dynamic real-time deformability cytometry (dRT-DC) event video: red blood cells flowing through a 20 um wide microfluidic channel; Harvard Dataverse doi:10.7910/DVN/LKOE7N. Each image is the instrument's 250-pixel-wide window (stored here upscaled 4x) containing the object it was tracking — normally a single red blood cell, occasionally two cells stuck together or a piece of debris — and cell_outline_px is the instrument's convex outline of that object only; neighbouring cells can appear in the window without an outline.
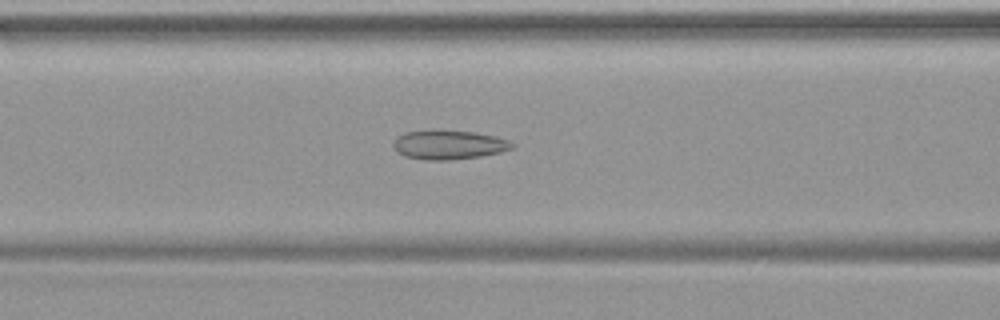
{"species": "common noctule bat (a hibernating species)", "species_latin": "Nyctalus noctula", "temperature_condition": "warm", "stored_images_in_passage": 47, "camera_frame_rate_fps": 3000, "um_per_image_px": 0.085, "animal": {"sex": "female", "body_mass_g": 19.9}, "frame": {"image": 1, "passage_image": 19, "time_ms": 6.0, "image_size_px": [1000, 320], "cell_outline_px": [[516, 144], [512, 148], [500, 152], [480, 156], [448, 160], [428, 160], [404, 156], [396, 152], [392, 144], [396, 136], [404, 132], [472, 132], [496, 136], [508, 140]], "centroid_in_image_um": [38.14, 12.33], "position_along_channel_um": 128.5, "area_um2": 19.65}}
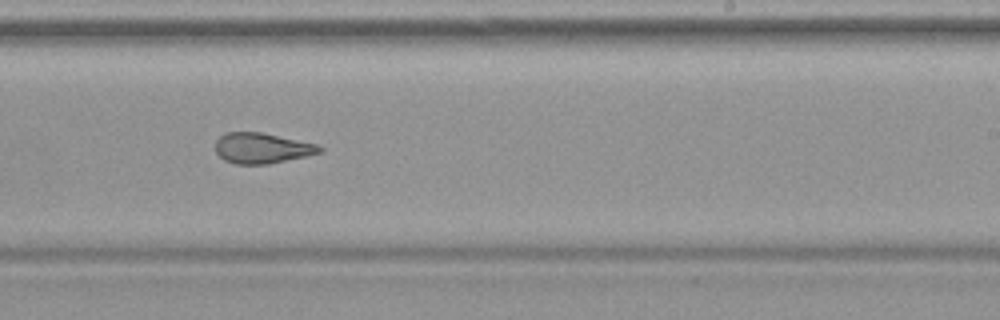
{"frame": {"image": 2, "passage_image": 29, "time_ms": 9.333, "image_size_px": [1000, 320], "cell_outline_px": [[324, 148], [320, 152], [304, 156], [268, 164], [236, 164], [224, 160], [216, 152], [216, 140], [224, 132], [260, 132], [316, 144]], "centroid_in_image_um": [22.22, 12.59], "position_along_channel_um": 266.8, "area_um2": 18.26}}
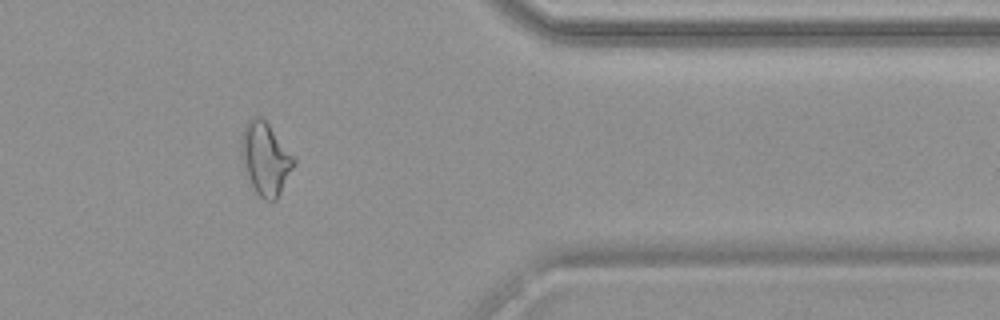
{"frame": {"image": 3, "passage_image": 39, "time_ms": 12.667, "image_size_px": [1000, 320], "cell_outline_px": [[296, 164], [276, 200], [264, 200], [256, 192], [252, 184], [244, 164], [240, 152], [240, 140], [244, 124], [248, 120], [256, 116], [260, 116], [268, 124], [296, 160]], "centroid_in_image_um": [22.55, 13.47], "position_along_channel_um": 388.8, "area_um2": 21.85}}